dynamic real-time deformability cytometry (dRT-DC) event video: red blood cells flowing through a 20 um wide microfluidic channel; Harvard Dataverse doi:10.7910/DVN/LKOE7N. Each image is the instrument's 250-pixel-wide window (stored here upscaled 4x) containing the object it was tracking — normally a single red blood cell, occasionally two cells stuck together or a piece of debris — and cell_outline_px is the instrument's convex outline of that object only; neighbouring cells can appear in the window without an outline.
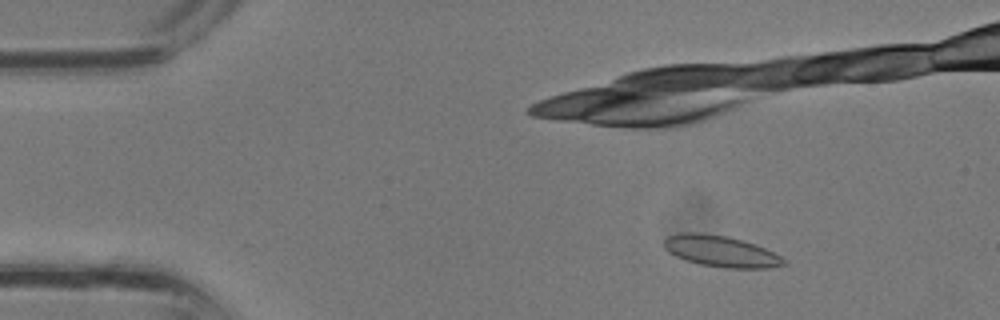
{"species": "common noctule bat (a hibernating species)", "species_latin": "Nyctalus noctula", "temperature_condition": "room temperature", "stored_images_in_passage": 14, "camera_frame_rate_fps": 3000, "um_per_image_px": 0.085, "animal": {"sex": "male", "body_mass_g": 13.3}, "frame": {"image": 1, "passage_image": 4, "time_ms": 1.0, "image_size_px": [1000, 320], "cell_outline_px": [[788, 260], [784, 264], [768, 268], [724, 268], [700, 264], [684, 260], [668, 252], [664, 248], [664, 240], [668, 236], [684, 232], [696, 232], [728, 236], [764, 248]], "centroid_in_image_um": [61.24, 21.36], "position_along_channel_um": 23.8, "area_um2": 21.62}}